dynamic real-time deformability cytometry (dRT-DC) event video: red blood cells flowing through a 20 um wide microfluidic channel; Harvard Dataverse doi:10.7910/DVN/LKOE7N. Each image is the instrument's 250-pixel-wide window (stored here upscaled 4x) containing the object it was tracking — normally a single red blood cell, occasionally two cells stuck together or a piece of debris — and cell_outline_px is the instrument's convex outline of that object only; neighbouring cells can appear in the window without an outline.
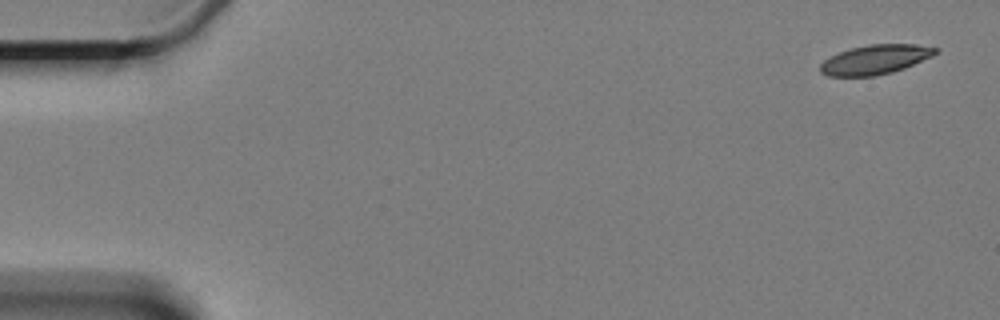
{"species": "Egyptian fruit bat (a non-hibernating species)", "species_latin": "Rousettus aegyptiacus", "temperature_condition": "cold", "stored_images_in_passage": 5, "camera_frame_rate_fps": 3000, "um_per_image_px": 0.085, "animal": {"sex": "female"}, "frame": {"image": 1, "passage_image": 1, "time_ms": 0.0, "image_size_px": [1000, 320], "cell_outline_px": [[940, 52], [932, 56], [904, 68], [892, 72], [876, 76], [828, 76], [820, 72], [820, 64], [824, 60], [840, 52], [852, 48], [868, 44], [916, 44], [940, 48]], "centroid_in_image_um": [74.43, 5.06], "position_along_channel_um": 10.6, "area_um2": 19.77}}
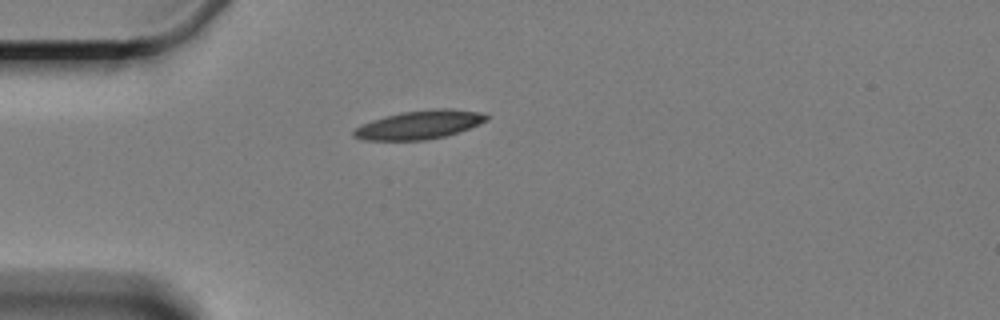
{"frame": {"image": 2, "passage_image": 5, "time_ms": 4.667, "image_size_px": [1000, 320], "cell_outline_px": [[488, 120], [468, 128], [444, 136], [424, 140], [364, 140], [352, 136], [352, 132], [356, 128], [372, 120], [384, 116], [400, 112], [432, 108], [452, 108], [480, 112], [488, 116]], "centroid_in_image_um": [35.63, 10.59], "position_along_channel_um": 49.4, "area_um2": 22.02}}